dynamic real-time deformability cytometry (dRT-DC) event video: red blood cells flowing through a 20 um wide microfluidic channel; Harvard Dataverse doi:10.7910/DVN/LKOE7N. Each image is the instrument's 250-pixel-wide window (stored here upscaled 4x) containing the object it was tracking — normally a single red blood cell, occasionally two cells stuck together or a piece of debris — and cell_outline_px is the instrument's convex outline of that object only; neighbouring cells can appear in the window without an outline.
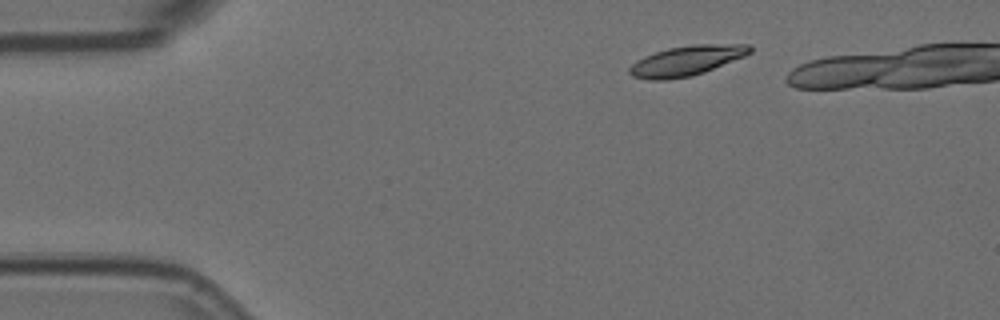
{"species": "Egyptian fruit bat (a non-hibernating species)", "species_latin": "Rousettus aegyptiacus", "temperature_condition": "room temperature", "stored_images_in_passage": 4, "camera_frame_rate_fps": 3000, "um_per_image_px": 0.085, "animal": {"sex": "female"}, "frame": {"image": 1, "passage_image": 1, "time_ms": 0.0, "image_size_px": [1000, 320], "cell_outline_px": [[752, 52], [744, 56], [704, 72], [692, 76], [664, 80], [652, 80], [632, 76], [628, 72], [628, 68], [636, 60], [644, 56], [668, 48], [692, 44], [748, 44], [752, 48]], "centroid_in_image_um": [58.34, 5.15], "position_along_channel_um": 26.7, "area_um2": 20.98}}